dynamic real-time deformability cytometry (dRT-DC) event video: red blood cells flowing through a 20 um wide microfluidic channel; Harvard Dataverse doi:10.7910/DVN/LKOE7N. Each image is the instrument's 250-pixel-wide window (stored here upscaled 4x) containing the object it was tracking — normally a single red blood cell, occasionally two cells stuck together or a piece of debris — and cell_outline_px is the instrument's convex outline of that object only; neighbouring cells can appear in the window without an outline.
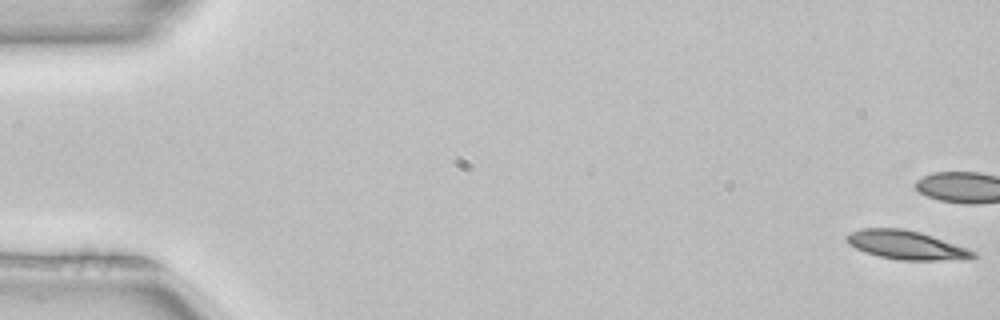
{"species": "common noctule bat (a hibernating species)", "species_latin": "Nyctalus noctula", "temperature_condition": "room temperature", "stored_images_in_passage": 53, "camera_frame_rate_fps": 3000, "um_per_image_px": 0.085, "animal": {"sex": "female", "body_mass_g": 22.7, "forearm_length_mm": 54.2}, "frame": {"image": 1, "passage_image": 1, "time_ms": 0.0, "image_size_px": [1000, 320], "cell_outline_px": [[980, 256], [968, 260], [900, 260], [880, 256], [864, 252], [848, 244], [844, 236], [852, 232], [864, 228], [904, 228], [920, 232], [968, 248], [976, 252]], "centroid_in_image_um": [77.09, 20.84], "position_along_channel_um": 7.9, "area_um2": 21.39}, "authors_computed_cell_mechanics": {"area_um2": 20.808, "velocity_mm_per_s": 3.974, "shape_relaxation_time_tau1_ms": 2.7567, "shape_relaxation_time_tau2_ms": null, "deformation_change_tau1": 0.0941, "deformation_change_tau2": null}}